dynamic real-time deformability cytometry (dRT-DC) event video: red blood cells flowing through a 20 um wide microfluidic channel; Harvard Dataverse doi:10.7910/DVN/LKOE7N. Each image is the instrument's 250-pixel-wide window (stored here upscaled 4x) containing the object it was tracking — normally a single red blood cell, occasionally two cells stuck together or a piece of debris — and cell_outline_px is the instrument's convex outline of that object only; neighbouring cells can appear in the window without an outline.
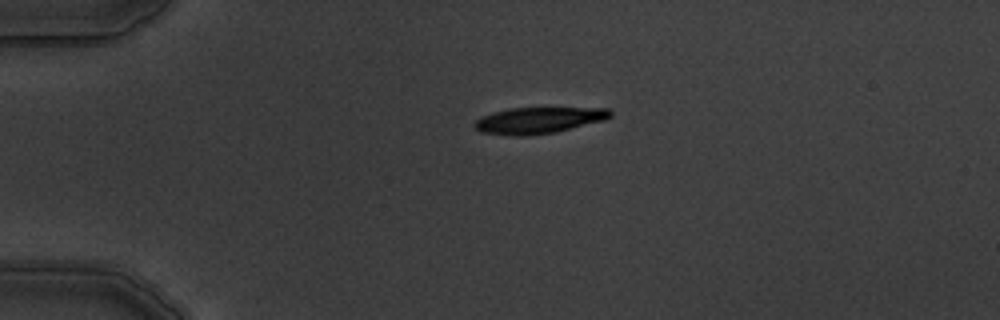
{"species": "common noctule bat (a hibernating species)", "species_latin": "Nyctalus noctula", "temperature_condition": "warm", "stored_images_in_passage": 5, "camera_frame_rate_fps": 3000, "um_per_image_px": 0.085, "animal": {"sex": "male", "body_mass_g": 19.5, "forearm_length_mm": 54.6}, "frame": {"image": 1, "passage_image": 5, "time_ms": 5.667, "image_size_px": [1000, 320], "cell_outline_px": [[612, 116], [604, 120], [556, 132], [524, 136], [516, 136], [480, 132], [472, 124], [480, 116], [492, 112], [512, 108], [608, 108], [612, 112]], "centroid_in_image_um": [45.75, 10.22], "position_along_channel_um": 39.2, "area_um2": 20.81}}